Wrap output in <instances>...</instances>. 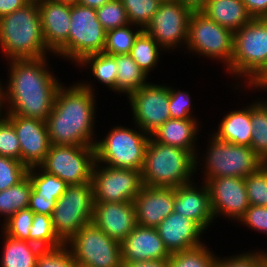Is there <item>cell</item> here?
Segmentation results:
<instances>
[{
	"instance_id": "cell-20",
	"label": "cell",
	"mask_w": 267,
	"mask_h": 267,
	"mask_svg": "<svg viewBox=\"0 0 267 267\" xmlns=\"http://www.w3.org/2000/svg\"><path fill=\"white\" fill-rule=\"evenodd\" d=\"M175 188L143 185L135 197L136 223L156 228L173 212Z\"/></svg>"
},
{
	"instance_id": "cell-14",
	"label": "cell",
	"mask_w": 267,
	"mask_h": 267,
	"mask_svg": "<svg viewBox=\"0 0 267 267\" xmlns=\"http://www.w3.org/2000/svg\"><path fill=\"white\" fill-rule=\"evenodd\" d=\"M192 12L180 2H162L143 31L149 34L164 51L177 49L179 45L185 46Z\"/></svg>"
},
{
	"instance_id": "cell-19",
	"label": "cell",
	"mask_w": 267,
	"mask_h": 267,
	"mask_svg": "<svg viewBox=\"0 0 267 267\" xmlns=\"http://www.w3.org/2000/svg\"><path fill=\"white\" fill-rule=\"evenodd\" d=\"M92 223L122 243L137 225L134 202H94Z\"/></svg>"
},
{
	"instance_id": "cell-51",
	"label": "cell",
	"mask_w": 267,
	"mask_h": 267,
	"mask_svg": "<svg viewBox=\"0 0 267 267\" xmlns=\"http://www.w3.org/2000/svg\"><path fill=\"white\" fill-rule=\"evenodd\" d=\"M182 5L190 8L192 11H200L208 0H176Z\"/></svg>"
},
{
	"instance_id": "cell-17",
	"label": "cell",
	"mask_w": 267,
	"mask_h": 267,
	"mask_svg": "<svg viewBox=\"0 0 267 267\" xmlns=\"http://www.w3.org/2000/svg\"><path fill=\"white\" fill-rule=\"evenodd\" d=\"M20 142L21 162L29 169L40 166L51 146L46 121L7 115Z\"/></svg>"
},
{
	"instance_id": "cell-31",
	"label": "cell",
	"mask_w": 267,
	"mask_h": 267,
	"mask_svg": "<svg viewBox=\"0 0 267 267\" xmlns=\"http://www.w3.org/2000/svg\"><path fill=\"white\" fill-rule=\"evenodd\" d=\"M81 65V66H80ZM79 67L88 66L92 75L102 84L116 91L117 70L116 60L113 56L103 52L86 56L78 63Z\"/></svg>"
},
{
	"instance_id": "cell-43",
	"label": "cell",
	"mask_w": 267,
	"mask_h": 267,
	"mask_svg": "<svg viewBox=\"0 0 267 267\" xmlns=\"http://www.w3.org/2000/svg\"><path fill=\"white\" fill-rule=\"evenodd\" d=\"M0 156L21 161L20 142L13 124L7 118L0 122Z\"/></svg>"
},
{
	"instance_id": "cell-16",
	"label": "cell",
	"mask_w": 267,
	"mask_h": 267,
	"mask_svg": "<svg viewBox=\"0 0 267 267\" xmlns=\"http://www.w3.org/2000/svg\"><path fill=\"white\" fill-rule=\"evenodd\" d=\"M205 183L210 193L214 218L221 215L238 222L250 206L245 178L219 177L208 179Z\"/></svg>"
},
{
	"instance_id": "cell-61",
	"label": "cell",
	"mask_w": 267,
	"mask_h": 267,
	"mask_svg": "<svg viewBox=\"0 0 267 267\" xmlns=\"http://www.w3.org/2000/svg\"><path fill=\"white\" fill-rule=\"evenodd\" d=\"M262 102L267 106V100H262Z\"/></svg>"
},
{
	"instance_id": "cell-2",
	"label": "cell",
	"mask_w": 267,
	"mask_h": 267,
	"mask_svg": "<svg viewBox=\"0 0 267 267\" xmlns=\"http://www.w3.org/2000/svg\"><path fill=\"white\" fill-rule=\"evenodd\" d=\"M85 82L58 88L46 119L51 145L95 146V88Z\"/></svg>"
},
{
	"instance_id": "cell-23",
	"label": "cell",
	"mask_w": 267,
	"mask_h": 267,
	"mask_svg": "<svg viewBox=\"0 0 267 267\" xmlns=\"http://www.w3.org/2000/svg\"><path fill=\"white\" fill-rule=\"evenodd\" d=\"M156 230L170 253L187 251L205 244L200 241L204 230L195 221L174 211Z\"/></svg>"
},
{
	"instance_id": "cell-45",
	"label": "cell",
	"mask_w": 267,
	"mask_h": 267,
	"mask_svg": "<svg viewBox=\"0 0 267 267\" xmlns=\"http://www.w3.org/2000/svg\"><path fill=\"white\" fill-rule=\"evenodd\" d=\"M239 222L241 225L244 224L246 227L248 226V228L266 235L267 207L250 205Z\"/></svg>"
},
{
	"instance_id": "cell-10",
	"label": "cell",
	"mask_w": 267,
	"mask_h": 267,
	"mask_svg": "<svg viewBox=\"0 0 267 267\" xmlns=\"http://www.w3.org/2000/svg\"><path fill=\"white\" fill-rule=\"evenodd\" d=\"M78 267H121V243L93 223L82 227L66 242Z\"/></svg>"
},
{
	"instance_id": "cell-18",
	"label": "cell",
	"mask_w": 267,
	"mask_h": 267,
	"mask_svg": "<svg viewBox=\"0 0 267 267\" xmlns=\"http://www.w3.org/2000/svg\"><path fill=\"white\" fill-rule=\"evenodd\" d=\"M43 38L47 48L68 60V35L70 29V4L46 1L39 4ZM67 58V59H66Z\"/></svg>"
},
{
	"instance_id": "cell-42",
	"label": "cell",
	"mask_w": 267,
	"mask_h": 267,
	"mask_svg": "<svg viewBox=\"0 0 267 267\" xmlns=\"http://www.w3.org/2000/svg\"><path fill=\"white\" fill-rule=\"evenodd\" d=\"M27 172L28 168L21 161L0 156V191L19 183Z\"/></svg>"
},
{
	"instance_id": "cell-24",
	"label": "cell",
	"mask_w": 267,
	"mask_h": 267,
	"mask_svg": "<svg viewBox=\"0 0 267 267\" xmlns=\"http://www.w3.org/2000/svg\"><path fill=\"white\" fill-rule=\"evenodd\" d=\"M199 124L196 118L168 119L151 137L158 143L175 146L192 152L196 156V170L199 161L195 142L199 134Z\"/></svg>"
},
{
	"instance_id": "cell-8",
	"label": "cell",
	"mask_w": 267,
	"mask_h": 267,
	"mask_svg": "<svg viewBox=\"0 0 267 267\" xmlns=\"http://www.w3.org/2000/svg\"><path fill=\"white\" fill-rule=\"evenodd\" d=\"M94 194L92 182L68 185L51 215L57 236L66 243L82 227L92 223Z\"/></svg>"
},
{
	"instance_id": "cell-34",
	"label": "cell",
	"mask_w": 267,
	"mask_h": 267,
	"mask_svg": "<svg viewBox=\"0 0 267 267\" xmlns=\"http://www.w3.org/2000/svg\"><path fill=\"white\" fill-rule=\"evenodd\" d=\"M29 242L43 248L59 247L64 242L57 236L51 216L35 214L29 232Z\"/></svg>"
},
{
	"instance_id": "cell-39",
	"label": "cell",
	"mask_w": 267,
	"mask_h": 267,
	"mask_svg": "<svg viewBox=\"0 0 267 267\" xmlns=\"http://www.w3.org/2000/svg\"><path fill=\"white\" fill-rule=\"evenodd\" d=\"M36 267H78L66 243L55 248H43L38 253Z\"/></svg>"
},
{
	"instance_id": "cell-54",
	"label": "cell",
	"mask_w": 267,
	"mask_h": 267,
	"mask_svg": "<svg viewBox=\"0 0 267 267\" xmlns=\"http://www.w3.org/2000/svg\"><path fill=\"white\" fill-rule=\"evenodd\" d=\"M250 87H251V89H258V90H260V88H261V90H265V92H266V90H267V79H263L260 83H256V84H253V85H251V86H249L248 88L250 89Z\"/></svg>"
},
{
	"instance_id": "cell-53",
	"label": "cell",
	"mask_w": 267,
	"mask_h": 267,
	"mask_svg": "<svg viewBox=\"0 0 267 267\" xmlns=\"http://www.w3.org/2000/svg\"><path fill=\"white\" fill-rule=\"evenodd\" d=\"M110 1L112 0H77V3L85 7L97 9Z\"/></svg>"
},
{
	"instance_id": "cell-32",
	"label": "cell",
	"mask_w": 267,
	"mask_h": 267,
	"mask_svg": "<svg viewBox=\"0 0 267 267\" xmlns=\"http://www.w3.org/2000/svg\"><path fill=\"white\" fill-rule=\"evenodd\" d=\"M161 50L164 49L149 35L142 31L135 39L130 56L147 73L156 68Z\"/></svg>"
},
{
	"instance_id": "cell-52",
	"label": "cell",
	"mask_w": 267,
	"mask_h": 267,
	"mask_svg": "<svg viewBox=\"0 0 267 267\" xmlns=\"http://www.w3.org/2000/svg\"><path fill=\"white\" fill-rule=\"evenodd\" d=\"M6 104V95H5V88L4 84L0 86V122L4 121L7 118L8 111L5 107ZM4 107V108H3ZM5 109L6 111H4ZM4 112V114H3Z\"/></svg>"
},
{
	"instance_id": "cell-26",
	"label": "cell",
	"mask_w": 267,
	"mask_h": 267,
	"mask_svg": "<svg viewBox=\"0 0 267 267\" xmlns=\"http://www.w3.org/2000/svg\"><path fill=\"white\" fill-rule=\"evenodd\" d=\"M251 132V105H249L226 114L213 135L223 141L250 147Z\"/></svg>"
},
{
	"instance_id": "cell-49",
	"label": "cell",
	"mask_w": 267,
	"mask_h": 267,
	"mask_svg": "<svg viewBox=\"0 0 267 267\" xmlns=\"http://www.w3.org/2000/svg\"><path fill=\"white\" fill-rule=\"evenodd\" d=\"M27 4L25 0H0V18L23 8Z\"/></svg>"
},
{
	"instance_id": "cell-29",
	"label": "cell",
	"mask_w": 267,
	"mask_h": 267,
	"mask_svg": "<svg viewBox=\"0 0 267 267\" xmlns=\"http://www.w3.org/2000/svg\"><path fill=\"white\" fill-rule=\"evenodd\" d=\"M32 182L27 175L16 185L0 191V215L7 221L16 212L29 206Z\"/></svg>"
},
{
	"instance_id": "cell-36",
	"label": "cell",
	"mask_w": 267,
	"mask_h": 267,
	"mask_svg": "<svg viewBox=\"0 0 267 267\" xmlns=\"http://www.w3.org/2000/svg\"><path fill=\"white\" fill-rule=\"evenodd\" d=\"M27 175L32 182L34 193L53 195L57 200L68 186L61 178L44 171L40 166L29 168Z\"/></svg>"
},
{
	"instance_id": "cell-22",
	"label": "cell",
	"mask_w": 267,
	"mask_h": 267,
	"mask_svg": "<svg viewBox=\"0 0 267 267\" xmlns=\"http://www.w3.org/2000/svg\"><path fill=\"white\" fill-rule=\"evenodd\" d=\"M121 253L122 262L165 260L171 256L156 228L138 224L121 243Z\"/></svg>"
},
{
	"instance_id": "cell-55",
	"label": "cell",
	"mask_w": 267,
	"mask_h": 267,
	"mask_svg": "<svg viewBox=\"0 0 267 267\" xmlns=\"http://www.w3.org/2000/svg\"><path fill=\"white\" fill-rule=\"evenodd\" d=\"M28 4H41L46 2L47 0H25Z\"/></svg>"
},
{
	"instance_id": "cell-46",
	"label": "cell",
	"mask_w": 267,
	"mask_h": 267,
	"mask_svg": "<svg viewBox=\"0 0 267 267\" xmlns=\"http://www.w3.org/2000/svg\"><path fill=\"white\" fill-rule=\"evenodd\" d=\"M263 260L259 250L244 252L229 257H217L215 267H258V264Z\"/></svg>"
},
{
	"instance_id": "cell-60",
	"label": "cell",
	"mask_w": 267,
	"mask_h": 267,
	"mask_svg": "<svg viewBox=\"0 0 267 267\" xmlns=\"http://www.w3.org/2000/svg\"><path fill=\"white\" fill-rule=\"evenodd\" d=\"M265 23H266V25H267V17H263V18H261Z\"/></svg>"
},
{
	"instance_id": "cell-47",
	"label": "cell",
	"mask_w": 267,
	"mask_h": 267,
	"mask_svg": "<svg viewBox=\"0 0 267 267\" xmlns=\"http://www.w3.org/2000/svg\"><path fill=\"white\" fill-rule=\"evenodd\" d=\"M57 199L53 195L34 193L31 191L29 206L35 214L52 215Z\"/></svg>"
},
{
	"instance_id": "cell-56",
	"label": "cell",
	"mask_w": 267,
	"mask_h": 267,
	"mask_svg": "<svg viewBox=\"0 0 267 267\" xmlns=\"http://www.w3.org/2000/svg\"><path fill=\"white\" fill-rule=\"evenodd\" d=\"M47 1L64 2V3H69V4H73V3H76L77 2V0H47Z\"/></svg>"
},
{
	"instance_id": "cell-59",
	"label": "cell",
	"mask_w": 267,
	"mask_h": 267,
	"mask_svg": "<svg viewBox=\"0 0 267 267\" xmlns=\"http://www.w3.org/2000/svg\"><path fill=\"white\" fill-rule=\"evenodd\" d=\"M161 2H173V1H176V0H160Z\"/></svg>"
},
{
	"instance_id": "cell-41",
	"label": "cell",
	"mask_w": 267,
	"mask_h": 267,
	"mask_svg": "<svg viewBox=\"0 0 267 267\" xmlns=\"http://www.w3.org/2000/svg\"><path fill=\"white\" fill-rule=\"evenodd\" d=\"M34 217V212L29 209H22L15 214H13L7 221H2L4 224L3 232L19 240H26L29 242V232L32 226V221Z\"/></svg>"
},
{
	"instance_id": "cell-25",
	"label": "cell",
	"mask_w": 267,
	"mask_h": 267,
	"mask_svg": "<svg viewBox=\"0 0 267 267\" xmlns=\"http://www.w3.org/2000/svg\"><path fill=\"white\" fill-rule=\"evenodd\" d=\"M200 12L232 32L253 19L242 0H208Z\"/></svg>"
},
{
	"instance_id": "cell-48",
	"label": "cell",
	"mask_w": 267,
	"mask_h": 267,
	"mask_svg": "<svg viewBox=\"0 0 267 267\" xmlns=\"http://www.w3.org/2000/svg\"><path fill=\"white\" fill-rule=\"evenodd\" d=\"M253 19L267 17V0H242Z\"/></svg>"
},
{
	"instance_id": "cell-7",
	"label": "cell",
	"mask_w": 267,
	"mask_h": 267,
	"mask_svg": "<svg viewBox=\"0 0 267 267\" xmlns=\"http://www.w3.org/2000/svg\"><path fill=\"white\" fill-rule=\"evenodd\" d=\"M209 140V148L203 158V182L228 176L246 178L265 164L251 147L223 141L214 135Z\"/></svg>"
},
{
	"instance_id": "cell-33",
	"label": "cell",
	"mask_w": 267,
	"mask_h": 267,
	"mask_svg": "<svg viewBox=\"0 0 267 267\" xmlns=\"http://www.w3.org/2000/svg\"><path fill=\"white\" fill-rule=\"evenodd\" d=\"M132 26L133 24L130 23L127 26L107 31L103 53L111 56L130 54L135 39L143 31L139 26H137V29H134L136 31H134V26Z\"/></svg>"
},
{
	"instance_id": "cell-30",
	"label": "cell",
	"mask_w": 267,
	"mask_h": 267,
	"mask_svg": "<svg viewBox=\"0 0 267 267\" xmlns=\"http://www.w3.org/2000/svg\"><path fill=\"white\" fill-rule=\"evenodd\" d=\"M251 124L250 147L267 164V106L260 99L251 103Z\"/></svg>"
},
{
	"instance_id": "cell-4",
	"label": "cell",
	"mask_w": 267,
	"mask_h": 267,
	"mask_svg": "<svg viewBox=\"0 0 267 267\" xmlns=\"http://www.w3.org/2000/svg\"><path fill=\"white\" fill-rule=\"evenodd\" d=\"M196 156L185 149L148 141L141 170L143 185L176 188L193 182Z\"/></svg>"
},
{
	"instance_id": "cell-12",
	"label": "cell",
	"mask_w": 267,
	"mask_h": 267,
	"mask_svg": "<svg viewBox=\"0 0 267 267\" xmlns=\"http://www.w3.org/2000/svg\"><path fill=\"white\" fill-rule=\"evenodd\" d=\"M94 146L51 145L40 167L68 185L92 182Z\"/></svg>"
},
{
	"instance_id": "cell-58",
	"label": "cell",
	"mask_w": 267,
	"mask_h": 267,
	"mask_svg": "<svg viewBox=\"0 0 267 267\" xmlns=\"http://www.w3.org/2000/svg\"><path fill=\"white\" fill-rule=\"evenodd\" d=\"M258 267H267V261L266 260H262L259 264Z\"/></svg>"
},
{
	"instance_id": "cell-5",
	"label": "cell",
	"mask_w": 267,
	"mask_h": 267,
	"mask_svg": "<svg viewBox=\"0 0 267 267\" xmlns=\"http://www.w3.org/2000/svg\"><path fill=\"white\" fill-rule=\"evenodd\" d=\"M226 70L239 80L245 78L247 88L267 76V25L261 18L234 32L232 62Z\"/></svg>"
},
{
	"instance_id": "cell-28",
	"label": "cell",
	"mask_w": 267,
	"mask_h": 267,
	"mask_svg": "<svg viewBox=\"0 0 267 267\" xmlns=\"http://www.w3.org/2000/svg\"><path fill=\"white\" fill-rule=\"evenodd\" d=\"M116 60L117 79L116 92L125 93L127 97L136 90L144 87L147 81V73L128 55H114ZM147 81V82H146Z\"/></svg>"
},
{
	"instance_id": "cell-9",
	"label": "cell",
	"mask_w": 267,
	"mask_h": 267,
	"mask_svg": "<svg viewBox=\"0 0 267 267\" xmlns=\"http://www.w3.org/2000/svg\"><path fill=\"white\" fill-rule=\"evenodd\" d=\"M189 53L223 62L227 69L234 52V32L207 18L200 11H193L189 19ZM204 55V56H203Z\"/></svg>"
},
{
	"instance_id": "cell-35",
	"label": "cell",
	"mask_w": 267,
	"mask_h": 267,
	"mask_svg": "<svg viewBox=\"0 0 267 267\" xmlns=\"http://www.w3.org/2000/svg\"><path fill=\"white\" fill-rule=\"evenodd\" d=\"M217 256L205 244L187 251L171 253L169 267H215Z\"/></svg>"
},
{
	"instance_id": "cell-21",
	"label": "cell",
	"mask_w": 267,
	"mask_h": 267,
	"mask_svg": "<svg viewBox=\"0 0 267 267\" xmlns=\"http://www.w3.org/2000/svg\"><path fill=\"white\" fill-rule=\"evenodd\" d=\"M195 182L180 185L175 188L173 211L195 221L204 231L215 220L210 193L205 182L198 187Z\"/></svg>"
},
{
	"instance_id": "cell-27",
	"label": "cell",
	"mask_w": 267,
	"mask_h": 267,
	"mask_svg": "<svg viewBox=\"0 0 267 267\" xmlns=\"http://www.w3.org/2000/svg\"><path fill=\"white\" fill-rule=\"evenodd\" d=\"M4 237L0 267H36L41 247L26 240L14 239L1 231Z\"/></svg>"
},
{
	"instance_id": "cell-13",
	"label": "cell",
	"mask_w": 267,
	"mask_h": 267,
	"mask_svg": "<svg viewBox=\"0 0 267 267\" xmlns=\"http://www.w3.org/2000/svg\"><path fill=\"white\" fill-rule=\"evenodd\" d=\"M99 164L92 168L94 202H134L143 186L141 171Z\"/></svg>"
},
{
	"instance_id": "cell-1",
	"label": "cell",
	"mask_w": 267,
	"mask_h": 267,
	"mask_svg": "<svg viewBox=\"0 0 267 267\" xmlns=\"http://www.w3.org/2000/svg\"><path fill=\"white\" fill-rule=\"evenodd\" d=\"M48 57L9 60L6 95L7 115L46 121L61 82L48 67ZM9 106V107H8Z\"/></svg>"
},
{
	"instance_id": "cell-3",
	"label": "cell",
	"mask_w": 267,
	"mask_h": 267,
	"mask_svg": "<svg viewBox=\"0 0 267 267\" xmlns=\"http://www.w3.org/2000/svg\"><path fill=\"white\" fill-rule=\"evenodd\" d=\"M0 48L9 60L38 59L52 53L43 38L38 4H27L0 18Z\"/></svg>"
},
{
	"instance_id": "cell-44",
	"label": "cell",
	"mask_w": 267,
	"mask_h": 267,
	"mask_svg": "<svg viewBox=\"0 0 267 267\" xmlns=\"http://www.w3.org/2000/svg\"><path fill=\"white\" fill-rule=\"evenodd\" d=\"M189 92L173 89L170 87L169 112L171 119L195 118Z\"/></svg>"
},
{
	"instance_id": "cell-40",
	"label": "cell",
	"mask_w": 267,
	"mask_h": 267,
	"mask_svg": "<svg viewBox=\"0 0 267 267\" xmlns=\"http://www.w3.org/2000/svg\"><path fill=\"white\" fill-rule=\"evenodd\" d=\"M250 205L267 207V164L245 178Z\"/></svg>"
},
{
	"instance_id": "cell-6",
	"label": "cell",
	"mask_w": 267,
	"mask_h": 267,
	"mask_svg": "<svg viewBox=\"0 0 267 267\" xmlns=\"http://www.w3.org/2000/svg\"><path fill=\"white\" fill-rule=\"evenodd\" d=\"M138 129L121 125L111 128L102 140H95V161L113 168L141 171L151 135Z\"/></svg>"
},
{
	"instance_id": "cell-57",
	"label": "cell",
	"mask_w": 267,
	"mask_h": 267,
	"mask_svg": "<svg viewBox=\"0 0 267 267\" xmlns=\"http://www.w3.org/2000/svg\"><path fill=\"white\" fill-rule=\"evenodd\" d=\"M261 257L263 258V260L267 261V250L266 252L264 250L259 251Z\"/></svg>"
},
{
	"instance_id": "cell-11",
	"label": "cell",
	"mask_w": 267,
	"mask_h": 267,
	"mask_svg": "<svg viewBox=\"0 0 267 267\" xmlns=\"http://www.w3.org/2000/svg\"><path fill=\"white\" fill-rule=\"evenodd\" d=\"M68 60L81 62L86 56L103 52L106 31L97 19L94 8L70 4Z\"/></svg>"
},
{
	"instance_id": "cell-38",
	"label": "cell",
	"mask_w": 267,
	"mask_h": 267,
	"mask_svg": "<svg viewBox=\"0 0 267 267\" xmlns=\"http://www.w3.org/2000/svg\"><path fill=\"white\" fill-rule=\"evenodd\" d=\"M96 11L97 19L106 32L130 24L121 0L107 2Z\"/></svg>"
},
{
	"instance_id": "cell-15",
	"label": "cell",
	"mask_w": 267,
	"mask_h": 267,
	"mask_svg": "<svg viewBox=\"0 0 267 267\" xmlns=\"http://www.w3.org/2000/svg\"><path fill=\"white\" fill-rule=\"evenodd\" d=\"M130 102L133 122L137 128L151 135L171 119L169 112L170 87L166 84L147 83L127 97Z\"/></svg>"
},
{
	"instance_id": "cell-50",
	"label": "cell",
	"mask_w": 267,
	"mask_h": 267,
	"mask_svg": "<svg viewBox=\"0 0 267 267\" xmlns=\"http://www.w3.org/2000/svg\"><path fill=\"white\" fill-rule=\"evenodd\" d=\"M121 267H169V259L138 262H122Z\"/></svg>"
},
{
	"instance_id": "cell-37",
	"label": "cell",
	"mask_w": 267,
	"mask_h": 267,
	"mask_svg": "<svg viewBox=\"0 0 267 267\" xmlns=\"http://www.w3.org/2000/svg\"><path fill=\"white\" fill-rule=\"evenodd\" d=\"M129 23L144 29L159 9L160 0H121Z\"/></svg>"
}]
</instances>
